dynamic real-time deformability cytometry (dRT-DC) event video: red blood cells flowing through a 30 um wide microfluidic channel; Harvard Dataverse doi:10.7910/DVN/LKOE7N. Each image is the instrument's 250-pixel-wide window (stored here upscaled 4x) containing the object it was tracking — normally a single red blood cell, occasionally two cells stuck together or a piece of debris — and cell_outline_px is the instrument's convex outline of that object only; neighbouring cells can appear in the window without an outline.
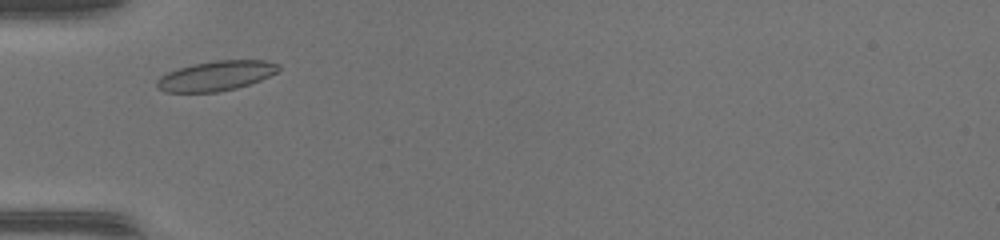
{"species": "common noctule bat (a hibernating species)", "species_latin": "Nyctalus noctula", "temperature_condition": "warm", "stored_images_in_passage": 32, "camera_frame_rate_fps": 3000, "um_per_image_px": 0.085, "animal": {"sex": "female", "body_mass_g": 17.0, "forearm_length_mm": 48.0}, "frame": {"image": 1, "passage_image": 4, "time_ms": 1.0, "image_size_px": [1000, 240], "cell_outline_px": [[280, 68], [276, 72], [260, 80], [236, 88], [220, 92], [164, 92], [156, 88], [156, 80], [160, 76], [168, 72], [180, 68], [196, 64], [216, 60], [264, 60], [280, 64]], "centroid_in_image_um": [18.34, 6.45], "position_along_channel_um": 66.7, "area_um2": 21.04}}
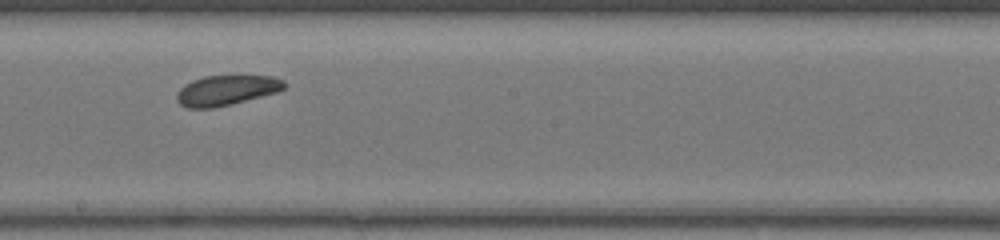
{"frame": {"image": 2, "passage_image": 16, "time_ms": 5.0, "image_size_px": [1000, 240], "cell_outline_px": [[288, 84], [284, 88], [276, 92], [212, 108], [188, 108], [180, 104], [176, 100], [176, 92], [184, 84], [192, 80], [204, 76], [272, 76], [284, 80]], "centroid_in_image_um": [19.21, 7.66], "position_along_channel_um": 229.0, "area_um2": 18.67}}
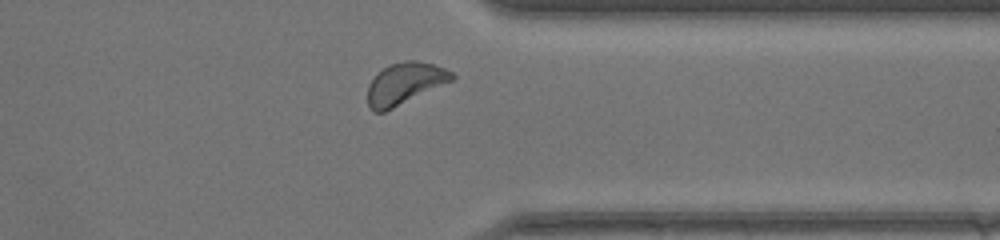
{"frame": {"image": 3, "passage_image": 27, "time_ms": 8.667, "image_size_px": [1000, 240], "cell_outline_px": [[456, 76], [452, 80], [384, 112], [372, 112], [368, 108], [368, 84], [388, 64], [408, 60], [416, 60], [432, 64], [444, 68], [452, 72]], "centroid_in_image_um": [34.38, 7.1], "position_along_channel_um": 377.0, "area_um2": 20.11}, "authors_computed_cell_mechanics": {"area_um2": 19.5653, "velocity_mm_per_s": 4.1066, "shape_relaxation_time_tau1_ms": 2.7209, "shape_relaxation_time_tau2_ms": 3.1056, "deformation_change_tau1": 0.0527, "deformation_change_tau2": 0.0696}}